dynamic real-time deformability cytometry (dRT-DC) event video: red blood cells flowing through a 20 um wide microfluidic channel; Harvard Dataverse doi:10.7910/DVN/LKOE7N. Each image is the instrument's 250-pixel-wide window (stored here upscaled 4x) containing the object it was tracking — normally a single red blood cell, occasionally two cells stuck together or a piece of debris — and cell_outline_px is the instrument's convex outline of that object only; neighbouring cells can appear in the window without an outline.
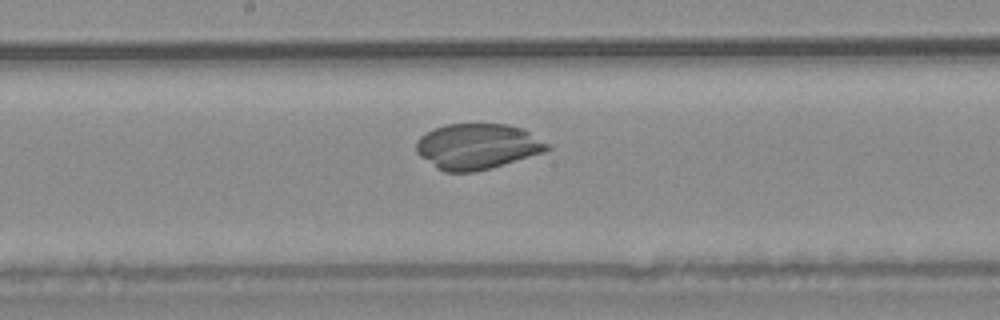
{"species": "common noctule bat (a hibernating species)", "species_latin": "Nyctalus noctula", "temperature_condition": "warm", "stored_images_in_passage": 49, "camera_frame_rate_fps": 3000, "um_per_image_px": 0.085, "animal": {"sex": "male", "body_mass_g": 20.4}, "frame": {"image": 1, "passage_image": 24, "time_ms": 7.667, "image_size_px": [1000, 320], "cell_outline_px": [[552, 148], [544, 152], [476, 172], [444, 172], [436, 168], [420, 156], [416, 152], [416, 140], [420, 136], [444, 124], [508, 124], [520, 128], [528, 132], [548, 144]], "centroid_in_image_um": [40.53, 12.45], "position_along_channel_um": 207.7, "area_um2": 34.56}}
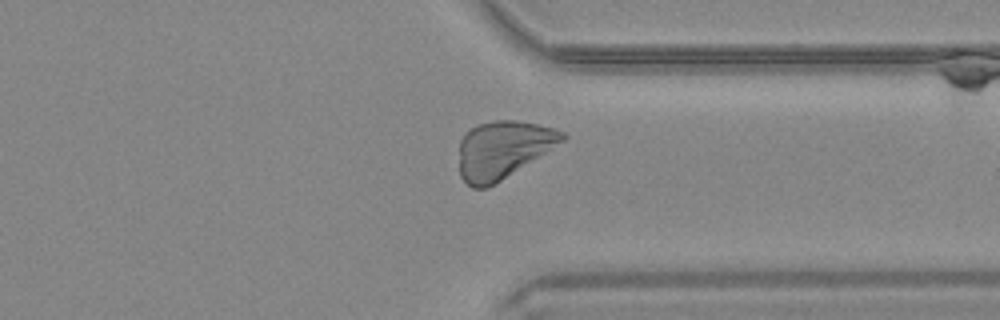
{"frame": {"image": 2, "passage_image": 37, "time_ms": 12.0, "image_size_px": [1000, 320], "cell_outline_px": [[568, 136], [564, 140], [488, 188], [472, 188], [460, 176], [460, 140], [476, 124], [492, 120], [512, 120], [536, 124], [556, 128], [564, 132]], "centroid_in_image_um": [42.74, 12.7], "position_along_channel_um": 368.7, "area_um2": 34.1}}